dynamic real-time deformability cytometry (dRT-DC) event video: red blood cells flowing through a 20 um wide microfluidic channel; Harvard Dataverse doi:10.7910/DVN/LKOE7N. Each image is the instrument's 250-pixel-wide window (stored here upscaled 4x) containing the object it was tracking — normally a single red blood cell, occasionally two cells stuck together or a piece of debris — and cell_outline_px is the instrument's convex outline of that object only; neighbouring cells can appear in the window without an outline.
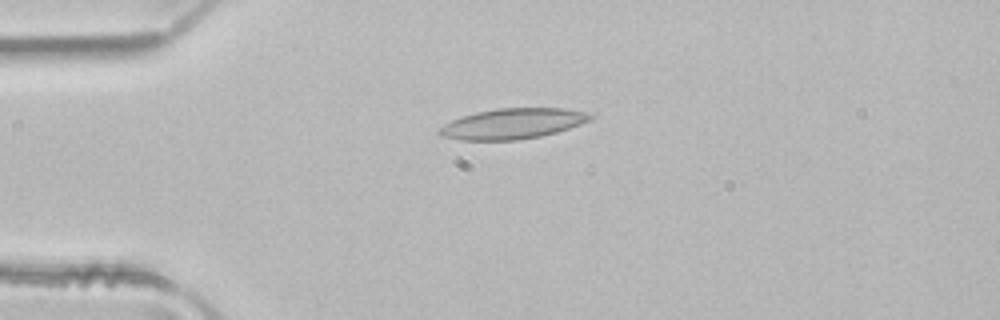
{"species": "common noctule bat (a hibernating species)", "species_latin": "Nyctalus noctula", "temperature_condition": "room temperature", "stored_images_in_passage": 2, "camera_frame_rate_fps": 3000, "um_per_image_px": 0.085, "animal": {"sex": "male", "body_mass_g": 21.5, "forearm_length_mm": 52.0}, "frame": {"image": 1, "passage_image": 1, "time_ms": 0.0, "image_size_px": [1000, 320], "cell_outline_px": [[596, 116], [592, 120], [556, 132], [540, 136], [520, 140], [460, 140], [444, 136], [436, 132], [444, 124], [460, 116], [476, 112], [496, 108], [564, 108], [588, 112]], "centroid_in_image_um": [43.6, 10.5], "position_along_channel_um": 41.4, "area_um2": 26.93}}